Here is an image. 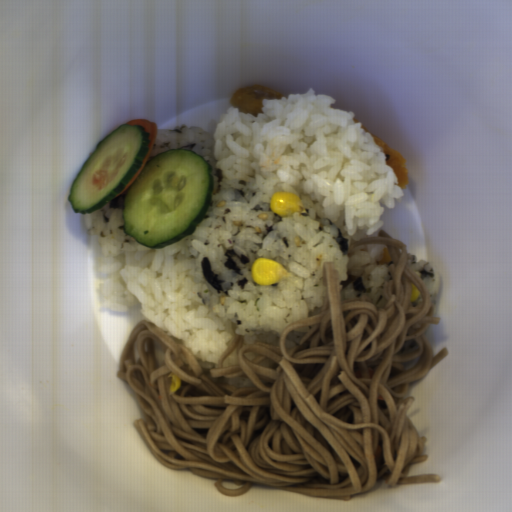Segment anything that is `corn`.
<instances>
[{
    "instance_id": "51d56268",
    "label": "corn",
    "mask_w": 512,
    "mask_h": 512,
    "mask_svg": "<svg viewBox=\"0 0 512 512\" xmlns=\"http://www.w3.org/2000/svg\"><path fill=\"white\" fill-rule=\"evenodd\" d=\"M286 274L287 269L283 264L259 257L254 260L250 270L252 282L265 286L277 283Z\"/></svg>"
},
{
    "instance_id": "cfcad685",
    "label": "corn",
    "mask_w": 512,
    "mask_h": 512,
    "mask_svg": "<svg viewBox=\"0 0 512 512\" xmlns=\"http://www.w3.org/2000/svg\"><path fill=\"white\" fill-rule=\"evenodd\" d=\"M420 296V292L418 288L412 283L410 284V295H409V301L412 303L418 299Z\"/></svg>"
},
{
    "instance_id": "5cfa1b94",
    "label": "corn",
    "mask_w": 512,
    "mask_h": 512,
    "mask_svg": "<svg viewBox=\"0 0 512 512\" xmlns=\"http://www.w3.org/2000/svg\"><path fill=\"white\" fill-rule=\"evenodd\" d=\"M181 382L180 379L177 378L175 375H171L170 377V383H169V391L176 392L180 388Z\"/></svg>"
},
{
    "instance_id": "f1292c28",
    "label": "corn",
    "mask_w": 512,
    "mask_h": 512,
    "mask_svg": "<svg viewBox=\"0 0 512 512\" xmlns=\"http://www.w3.org/2000/svg\"><path fill=\"white\" fill-rule=\"evenodd\" d=\"M269 209L280 217H293L294 214H305L306 208L301 198L288 191L277 192L272 195Z\"/></svg>"
}]
</instances>
